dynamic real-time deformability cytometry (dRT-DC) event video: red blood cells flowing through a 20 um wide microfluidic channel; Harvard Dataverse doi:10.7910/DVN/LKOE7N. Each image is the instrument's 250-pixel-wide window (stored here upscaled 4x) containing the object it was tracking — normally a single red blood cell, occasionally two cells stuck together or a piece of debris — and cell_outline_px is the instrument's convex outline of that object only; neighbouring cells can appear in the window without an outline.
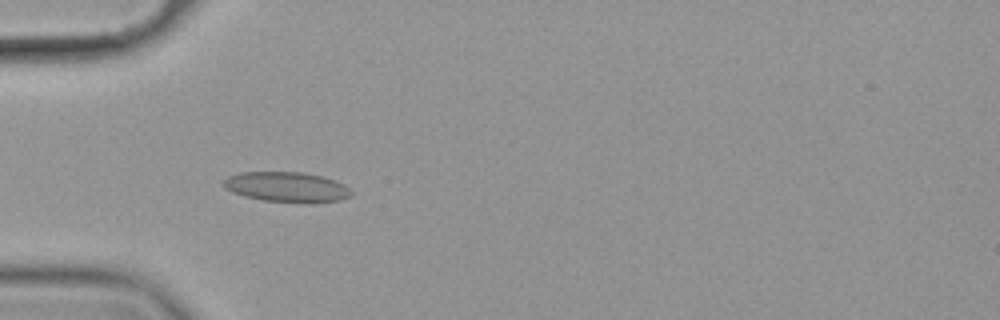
{"species": "common noctule bat (a hibernating species)", "species_latin": "Nyctalus noctula", "temperature_condition": "cold", "stored_images_in_passage": 57, "camera_frame_rate_fps": 3000, "um_per_image_px": 0.085, "animal": {"sex": "female", "body_mass_g": 19.9}, "frame": {"image": 1, "passage_image": 18, "time_ms": 5.667, "image_size_px": [1000, 320], "cell_outline_px": [[352, 196], [340, 200], [264, 200], [244, 196], [232, 192], [224, 188], [220, 184], [228, 176], [240, 172], [304, 172], [324, 176], [344, 184], [352, 192]], "centroid_in_image_um": [24.3, 15.84], "position_along_channel_um": 60.7, "area_um2": 21.73}}
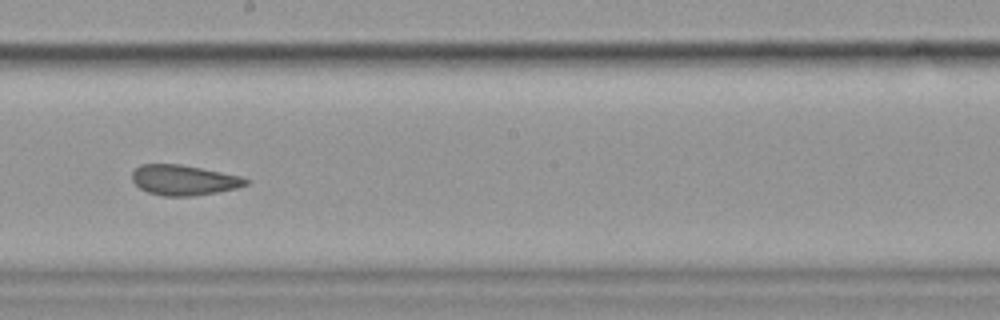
{"frame": {"image": 2, "passage_image": 33, "time_ms": 10.667, "image_size_px": [1000, 320], "cell_outline_px": [[248, 184], [236, 188], [216, 192], [192, 196], [164, 196], [148, 192], [140, 188], [132, 180], [132, 172], [140, 164], [180, 164], [240, 176], [248, 180]], "centroid_in_image_um": [15.59, 15.3], "position_along_channel_um": 232.6, "area_um2": 19.83}}
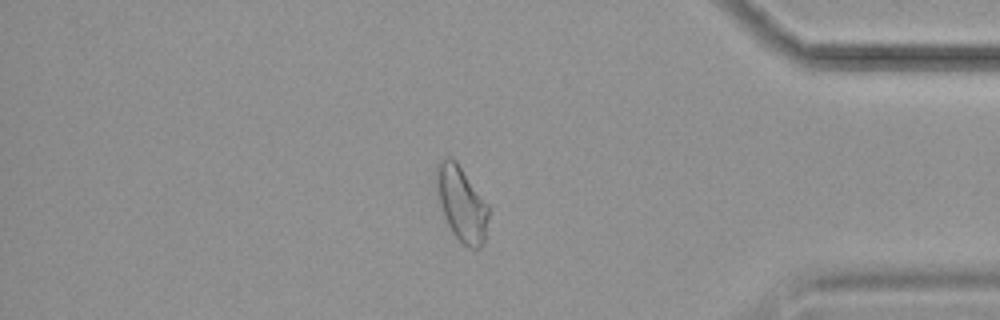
{"frame": {"image": 3, "passage_image": 49, "time_ms": 16.0, "image_size_px": [1000, 320], "cell_outline_px": [[488, 216], [484, 244], [480, 248], [468, 248], [452, 232], [444, 216], [436, 184], [436, 164], [440, 160], [448, 156], [452, 156], [456, 160], [488, 204]], "centroid_in_image_um": [39.24, 17.29], "position_along_channel_um": 396.0, "area_um2": 22.54}, "authors_computed_cell_mechanics": {"area_um2": 21.6172, "velocity_mm_per_s": 3.5302, "shape_relaxation_time_tau1_ms": null, "shape_relaxation_time_tau2_ms": 2.2834, "deformation_change_tau1": null, "deformation_change_tau2": 0.0866}}